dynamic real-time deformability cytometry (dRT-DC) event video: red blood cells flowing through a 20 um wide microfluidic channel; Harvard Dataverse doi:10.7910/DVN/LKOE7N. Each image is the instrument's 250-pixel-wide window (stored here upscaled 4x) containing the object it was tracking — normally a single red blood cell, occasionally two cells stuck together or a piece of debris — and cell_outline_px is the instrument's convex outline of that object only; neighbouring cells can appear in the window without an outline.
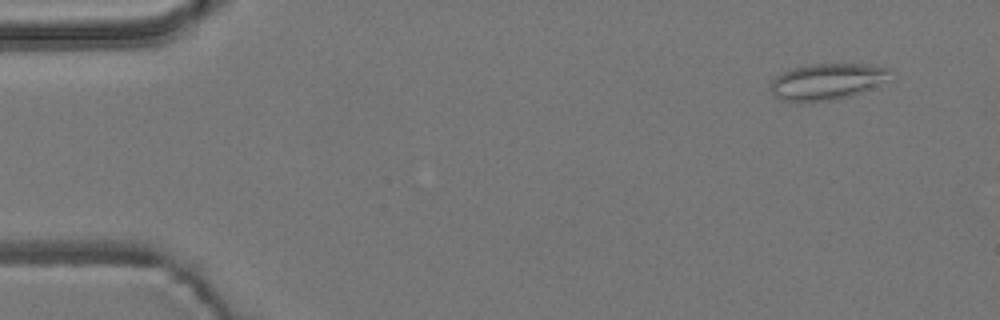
{"species": "common noctule bat (a hibernating species)", "species_latin": "Nyctalus noctula", "temperature_condition": "room temperature", "stored_images_in_passage": 6, "camera_frame_rate_fps": 3000, "um_per_image_px": 0.085, "animal": {"sex": "male", "body_mass_g": 19.2, "forearm_length_mm": 51.8}, "frame": {"image": 1, "passage_image": 2, "time_ms": 0.333, "image_size_px": [1000, 320], "cell_outline_px": [[888, 72], [872, 84], [860, 92], [852, 96], [836, 100], [796, 104], [780, 100], [768, 88], [768, 84], [776, 76], [792, 68], [812, 64], [868, 64], [888, 68]], "centroid_in_image_um": [70.07, 6.97], "position_along_channel_um": 14.9, "area_um2": 24.91}}